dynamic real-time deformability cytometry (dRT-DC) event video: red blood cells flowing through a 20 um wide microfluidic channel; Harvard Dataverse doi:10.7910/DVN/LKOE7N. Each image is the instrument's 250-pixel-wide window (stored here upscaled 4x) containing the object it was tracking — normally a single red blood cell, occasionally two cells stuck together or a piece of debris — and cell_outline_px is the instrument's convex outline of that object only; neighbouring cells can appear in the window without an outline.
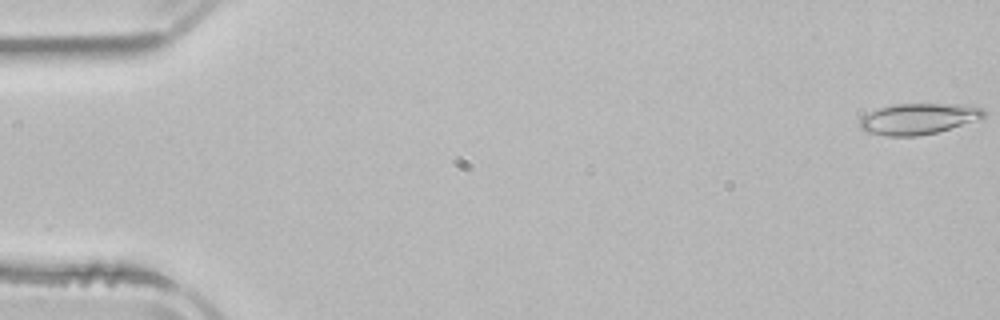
{"species": "common noctule bat (a hibernating species)", "species_latin": "Nyctalus noctula", "temperature_condition": "room temperature", "stored_images_in_passage": 4, "camera_frame_rate_fps": 3000, "um_per_image_px": 0.085, "animal": {"sex": "male", "body_mass_g": 21.5, "forearm_length_mm": 52.0}, "frame": {"image": 1, "passage_image": 1, "time_ms": 0.0, "image_size_px": [1000, 320], "cell_outline_px": [[984, 116], [936, 132], [916, 136], [884, 136], [864, 132], [860, 128], [860, 116], [868, 112], [880, 108], [896, 104], [968, 104], [984, 108]], "centroid_in_image_um": [77.98, 10.09], "position_along_channel_um": 7.0, "area_um2": 22.2}}
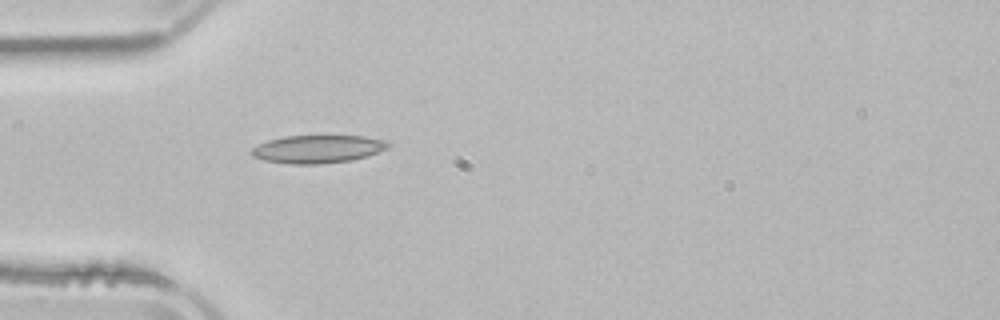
{"frame": {"image": 2, "passage_image": 4, "time_ms": 5.0, "image_size_px": [1000, 320], "cell_outline_px": [[392, 144], [388, 148], [368, 156], [352, 160], [320, 164], [292, 164], [264, 160], [252, 156], [252, 148], [268, 140], [284, 136], [364, 136], [392, 140]], "centroid_in_image_um": [27.1, 12.66], "position_along_channel_um": 57.9, "area_um2": 22.43}}